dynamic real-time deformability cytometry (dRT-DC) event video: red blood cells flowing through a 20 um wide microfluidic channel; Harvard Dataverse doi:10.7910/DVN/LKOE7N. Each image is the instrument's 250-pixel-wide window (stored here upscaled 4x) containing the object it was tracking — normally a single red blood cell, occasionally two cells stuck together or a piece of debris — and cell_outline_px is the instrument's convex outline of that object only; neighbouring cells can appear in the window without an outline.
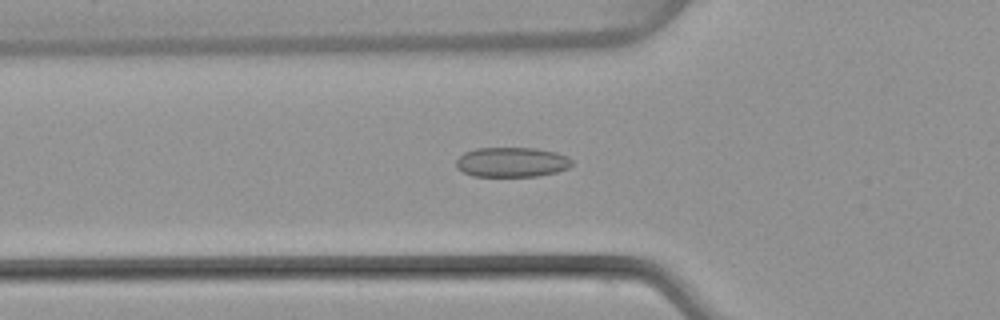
{"species": "common noctule bat (a hibernating species)", "species_latin": "Nyctalus noctula", "temperature_condition": "warm", "stored_images_in_passage": 49, "camera_frame_rate_fps": 3000, "um_per_image_px": 0.085, "animal": {"sex": "female", "body_mass_g": 22.7, "forearm_length_mm": 54.2}, "frame": {"image": 1, "passage_image": 16, "time_ms": 5.0, "image_size_px": [1000, 320], "cell_outline_px": [[572, 164], [568, 168], [556, 172], [536, 176], [472, 176], [456, 168], [456, 160], [464, 152], [476, 148], [536, 148], [556, 152], [568, 156], [572, 160]], "centroid_in_image_um": [43.5, 13.78], "position_along_channel_um": 82.3, "area_um2": 20.17}}
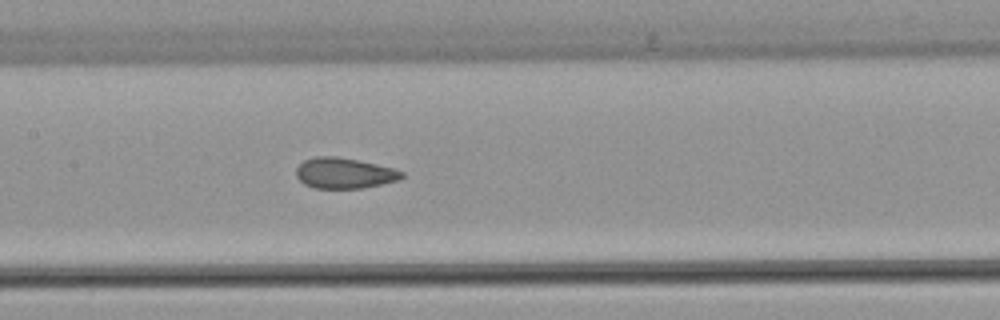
{"frame": {"image": 2, "passage_image": 23, "time_ms": 7.333, "image_size_px": [1000, 320], "cell_outline_px": [[404, 176], [400, 180], [364, 188], [316, 188], [304, 184], [296, 176], [296, 168], [304, 160], [316, 156], [336, 156], [376, 164], [392, 168], [404, 172]], "centroid_in_image_um": [29.27, 14.72], "position_along_channel_um": 178.1, "area_um2": 18.84}}
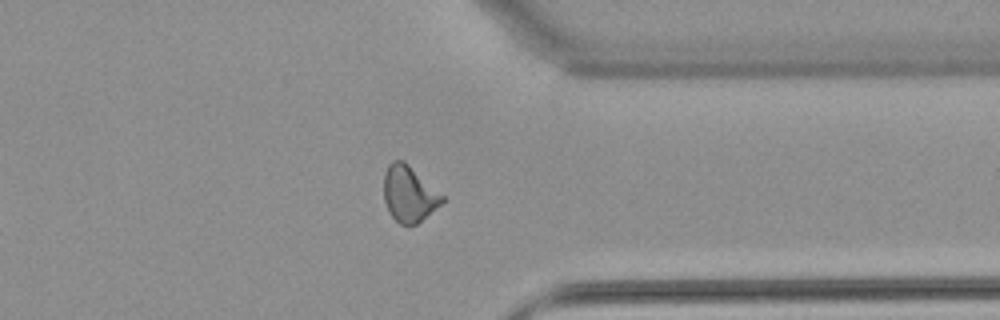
{"frame": {"image": 3, "passage_image": 38, "time_ms": 12.333, "image_size_px": [1000, 320], "cell_outline_px": [[444, 200], [440, 204], [416, 224], [400, 224], [388, 212], [384, 200], [384, 172], [388, 164], [392, 160], [404, 160], [444, 196]], "centroid_in_image_um": [34.73, 16.45], "position_along_channel_um": 376.7, "area_um2": 18.84}, "authors_computed_cell_mechanics": {"area_um2": 19.652, "velocity_mm_per_s": 4.0667, "shape_relaxation_time_tau1_ms": null, "shape_relaxation_time_tau2_ms": 1.441, "deformation_change_tau1": null, "deformation_change_tau2": 0.0742}}